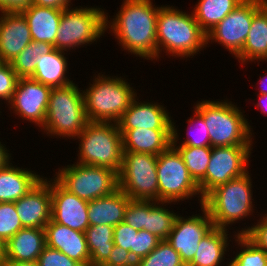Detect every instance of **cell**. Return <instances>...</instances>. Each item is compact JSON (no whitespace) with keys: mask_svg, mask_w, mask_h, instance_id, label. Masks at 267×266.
<instances>
[{"mask_svg":"<svg viewBox=\"0 0 267 266\" xmlns=\"http://www.w3.org/2000/svg\"><path fill=\"white\" fill-rule=\"evenodd\" d=\"M152 0H123L112 20L106 13V31L117 39L120 48L146 60H157V15L161 6ZM110 19V20H108Z\"/></svg>","mask_w":267,"mask_h":266,"instance_id":"obj_1","label":"cell"},{"mask_svg":"<svg viewBox=\"0 0 267 266\" xmlns=\"http://www.w3.org/2000/svg\"><path fill=\"white\" fill-rule=\"evenodd\" d=\"M156 40L157 59L162 51L174 58H193L207 47L206 33L196 22L193 12L189 14L170 5H161L158 10Z\"/></svg>","mask_w":267,"mask_h":266,"instance_id":"obj_2","label":"cell"},{"mask_svg":"<svg viewBox=\"0 0 267 266\" xmlns=\"http://www.w3.org/2000/svg\"><path fill=\"white\" fill-rule=\"evenodd\" d=\"M193 108L207 125L211 147L253 145L252 126L246 115L231 101H197Z\"/></svg>","mask_w":267,"mask_h":266,"instance_id":"obj_3","label":"cell"},{"mask_svg":"<svg viewBox=\"0 0 267 266\" xmlns=\"http://www.w3.org/2000/svg\"><path fill=\"white\" fill-rule=\"evenodd\" d=\"M92 84L82 90L85 113L90 122L117 123L137 95L131 84L121 76L101 73L94 75Z\"/></svg>","mask_w":267,"mask_h":266,"instance_id":"obj_4","label":"cell"},{"mask_svg":"<svg viewBox=\"0 0 267 266\" xmlns=\"http://www.w3.org/2000/svg\"><path fill=\"white\" fill-rule=\"evenodd\" d=\"M249 174L248 171L240 177L218 185L204 197L203 206L209 212L215 227L228 230L233 223L253 215L255 204Z\"/></svg>","mask_w":267,"mask_h":266,"instance_id":"obj_5","label":"cell"},{"mask_svg":"<svg viewBox=\"0 0 267 266\" xmlns=\"http://www.w3.org/2000/svg\"><path fill=\"white\" fill-rule=\"evenodd\" d=\"M80 89L75 82L52 88L44 125L41 128L47 136L75 139L83 131L89 121Z\"/></svg>","mask_w":267,"mask_h":266,"instance_id":"obj_6","label":"cell"},{"mask_svg":"<svg viewBox=\"0 0 267 266\" xmlns=\"http://www.w3.org/2000/svg\"><path fill=\"white\" fill-rule=\"evenodd\" d=\"M78 139L79 164L109 168L119 174L122 167V134L115 122H88Z\"/></svg>","mask_w":267,"mask_h":266,"instance_id":"obj_7","label":"cell"},{"mask_svg":"<svg viewBox=\"0 0 267 266\" xmlns=\"http://www.w3.org/2000/svg\"><path fill=\"white\" fill-rule=\"evenodd\" d=\"M106 11L100 7H68L63 10L55 48L68 52L97 42L106 32Z\"/></svg>","mask_w":267,"mask_h":266,"instance_id":"obj_8","label":"cell"},{"mask_svg":"<svg viewBox=\"0 0 267 266\" xmlns=\"http://www.w3.org/2000/svg\"><path fill=\"white\" fill-rule=\"evenodd\" d=\"M158 201L176 202L198 197L199 205L204 198L198 184L191 177L179 152L171 145L157 155ZM198 195V196H197Z\"/></svg>","mask_w":267,"mask_h":266,"instance_id":"obj_9","label":"cell"},{"mask_svg":"<svg viewBox=\"0 0 267 266\" xmlns=\"http://www.w3.org/2000/svg\"><path fill=\"white\" fill-rule=\"evenodd\" d=\"M54 177L65 189L87 201L110 195L118 189V174L105 167L75 162L58 168Z\"/></svg>","mask_w":267,"mask_h":266,"instance_id":"obj_10","label":"cell"},{"mask_svg":"<svg viewBox=\"0 0 267 266\" xmlns=\"http://www.w3.org/2000/svg\"><path fill=\"white\" fill-rule=\"evenodd\" d=\"M118 188L132 200L158 201L157 155L123 152Z\"/></svg>","mask_w":267,"mask_h":266,"instance_id":"obj_11","label":"cell"},{"mask_svg":"<svg viewBox=\"0 0 267 266\" xmlns=\"http://www.w3.org/2000/svg\"><path fill=\"white\" fill-rule=\"evenodd\" d=\"M252 147L253 145L212 147L206 175L198 183L201 196L204 198L218 185L248 172Z\"/></svg>","mask_w":267,"mask_h":266,"instance_id":"obj_12","label":"cell"},{"mask_svg":"<svg viewBox=\"0 0 267 266\" xmlns=\"http://www.w3.org/2000/svg\"><path fill=\"white\" fill-rule=\"evenodd\" d=\"M264 0H243L230 14L206 33V45L217 42L236 58L247 39L253 15ZM211 40V41H210Z\"/></svg>","mask_w":267,"mask_h":266,"instance_id":"obj_13","label":"cell"},{"mask_svg":"<svg viewBox=\"0 0 267 266\" xmlns=\"http://www.w3.org/2000/svg\"><path fill=\"white\" fill-rule=\"evenodd\" d=\"M200 208L202 215L183 217L178 214L166 239L179 253L185 266L192 261L202 238L214 227L207 209L203 205Z\"/></svg>","mask_w":267,"mask_h":266,"instance_id":"obj_14","label":"cell"},{"mask_svg":"<svg viewBox=\"0 0 267 266\" xmlns=\"http://www.w3.org/2000/svg\"><path fill=\"white\" fill-rule=\"evenodd\" d=\"M52 88L30 78H19L12 100L7 107L13 113L35 123L36 127L42 128L44 125L49 96Z\"/></svg>","mask_w":267,"mask_h":266,"instance_id":"obj_15","label":"cell"},{"mask_svg":"<svg viewBox=\"0 0 267 266\" xmlns=\"http://www.w3.org/2000/svg\"><path fill=\"white\" fill-rule=\"evenodd\" d=\"M51 219L85 233L89 227L88 201L65 189L54 177L50 179Z\"/></svg>","mask_w":267,"mask_h":266,"instance_id":"obj_16","label":"cell"},{"mask_svg":"<svg viewBox=\"0 0 267 266\" xmlns=\"http://www.w3.org/2000/svg\"><path fill=\"white\" fill-rule=\"evenodd\" d=\"M23 228H42L51 219L50 178H44L27 194L15 202Z\"/></svg>","mask_w":267,"mask_h":266,"instance_id":"obj_17","label":"cell"},{"mask_svg":"<svg viewBox=\"0 0 267 266\" xmlns=\"http://www.w3.org/2000/svg\"><path fill=\"white\" fill-rule=\"evenodd\" d=\"M136 95L128 109L123 113L117 125L119 130L136 128L153 130H172V117L170 112L157 102L140 101ZM154 102V103H153Z\"/></svg>","mask_w":267,"mask_h":266,"instance_id":"obj_18","label":"cell"},{"mask_svg":"<svg viewBox=\"0 0 267 266\" xmlns=\"http://www.w3.org/2000/svg\"><path fill=\"white\" fill-rule=\"evenodd\" d=\"M32 41L22 13H0V58L4 62H12Z\"/></svg>","mask_w":267,"mask_h":266,"instance_id":"obj_19","label":"cell"},{"mask_svg":"<svg viewBox=\"0 0 267 266\" xmlns=\"http://www.w3.org/2000/svg\"><path fill=\"white\" fill-rule=\"evenodd\" d=\"M46 246L59 250L82 266H90V252L85 233L50 219L45 226Z\"/></svg>","mask_w":267,"mask_h":266,"instance_id":"obj_20","label":"cell"},{"mask_svg":"<svg viewBox=\"0 0 267 266\" xmlns=\"http://www.w3.org/2000/svg\"><path fill=\"white\" fill-rule=\"evenodd\" d=\"M45 246V229L23 228L5 243L3 260L36 262Z\"/></svg>","mask_w":267,"mask_h":266,"instance_id":"obj_21","label":"cell"},{"mask_svg":"<svg viewBox=\"0 0 267 266\" xmlns=\"http://www.w3.org/2000/svg\"><path fill=\"white\" fill-rule=\"evenodd\" d=\"M119 131L122 134L123 152L159 155L172 145V130L136 128Z\"/></svg>","mask_w":267,"mask_h":266,"instance_id":"obj_22","label":"cell"},{"mask_svg":"<svg viewBox=\"0 0 267 266\" xmlns=\"http://www.w3.org/2000/svg\"><path fill=\"white\" fill-rule=\"evenodd\" d=\"M43 177L30 169L9 163L0 169V203L16 202L33 189Z\"/></svg>","mask_w":267,"mask_h":266,"instance_id":"obj_23","label":"cell"},{"mask_svg":"<svg viewBox=\"0 0 267 266\" xmlns=\"http://www.w3.org/2000/svg\"><path fill=\"white\" fill-rule=\"evenodd\" d=\"M131 199L119 188L112 194L88 201L89 226L124 222L125 210Z\"/></svg>","mask_w":267,"mask_h":266,"instance_id":"obj_24","label":"cell"},{"mask_svg":"<svg viewBox=\"0 0 267 266\" xmlns=\"http://www.w3.org/2000/svg\"><path fill=\"white\" fill-rule=\"evenodd\" d=\"M63 10L32 4L22 12L28 22L32 40L47 42L55 48V38Z\"/></svg>","mask_w":267,"mask_h":266,"instance_id":"obj_25","label":"cell"},{"mask_svg":"<svg viewBox=\"0 0 267 266\" xmlns=\"http://www.w3.org/2000/svg\"><path fill=\"white\" fill-rule=\"evenodd\" d=\"M229 230L213 227L200 241L192 261L187 266H222L229 252ZM229 235V236H228ZM229 240V241H228ZM229 266V263L227 264Z\"/></svg>","mask_w":267,"mask_h":266,"instance_id":"obj_26","label":"cell"},{"mask_svg":"<svg viewBox=\"0 0 267 266\" xmlns=\"http://www.w3.org/2000/svg\"><path fill=\"white\" fill-rule=\"evenodd\" d=\"M236 59L243 65L267 61V8L264 5L253 15L247 39Z\"/></svg>","mask_w":267,"mask_h":266,"instance_id":"obj_27","label":"cell"},{"mask_svg":"<svg viewBox=\"0 0 267 266\" xmlns=\"http://www.w3.org/2000/svg\"><path fill=\"white\" fill-rule=\"evenodd\" d=\"M65 54L67 53L55 48L52 52L42 55L31 78L51 88L73 83V80L67 77L68 58Z\"/></svg>","mask_w":267,"mask_h":266,"instance_id":"obj_28","label":"cell"},{"mask_svg":"<svg viewBox=\"0 0 267 266\" xmlns=\"http://www.w3.org/2000/svg\"><path fill=\"white\" fill-rule=\"evenodd\" d=\"M175 124L172 119V146L179 152L191 177L198 184L206 175L212 147L177 146L181 138Z\"/></svg>","mask_w":267,"mask_h":266,"instance_id":"obj_29","label":"cell"},{"mask_svg":"<svg viewBox=\"0 0 267 266\" xmlns=\"http://www.w3.org/2000/svg\"><path fill=\"white\" fill-rule=\"evenodd\" d=\"M243 0H198L193 15L200 28L207 33Z\"/></svg>","mask_w":267,"mask_h":266,"instance_id":"obj_30","label":"cell"},{"mask_svg":"<svg viewBox=\"0 0 267 266\" xmlns=\"http://www.w3.org/2000/svg\"><path fill=\"white\" fill-rule=\"evenodd\" d=\"M85 235L90 252V266H101L108 259L114 246V227L92 225L86 229Z\"/></svg>","mask_w":267,"mask_h":266,"instance_id":"obj_31","label":"cell"},{"mask_svg":"<svg viewBox=\"0 0 267 266\" xmlns=\"http://www.w3.org/2000/svg\"><path fill=\"white\" fill-rule=\"evenodd\" d=\"M167 204L171 205L172 202L148 201L146 231L156 235L160 240H166L168 238L178 215L177 212L170 211L166 206Z\"/></svg>","mask_w":267,"mask_h":266,"instance_id":"obj_32","label":"cell"},{"mask_svg":"<svg viewBox=\"0 0 267 266\" xmlns=\"http://www.w3.org/2000/svg\"><path fill=\"white\" fill-rule=\"evenodd\" d=\"M54 49L50 43L32 41L10 64L19 78H30L35 72L38 59Z\"/></svg>","mask_w":267,"mask_h":266,"instance_id":"obj_33","label":"cell"},{"mask_svg":"<svg viewBox=\"0 0 267 266\" xmlns=\"http://www.w3.org/2000/svg\"><path fill=\"white\" fill-rule=\"evenodd\" d=\"M235 242L238 245L239 250L231 257L229 266H267V253L256 246L245 235H236L234 233Z\"/></svg>","mask_w":267,"mask_h":266,"instance_id":"obj_34","label":"cell"},{"mask_svg":"<svg viewBox=\"0 0 267 266\" xmlns=\"http://www.w3.org/2000/svg\"><path fill=\"white\" fill-rule=\"evenodd\" d=\"M136 266H185V264L168 241L161 240L146 257L136 261Z\"/></svg>","mask_w":267,"mask_h":266,"instance_id":"obj_35","label":"cell"},{"mask_svg":"<svg viewBox=\"0 0 267 266\" xmlns=\"http://www.w3.org/2000/svg\"><path fill=\"white\" fill-rule=\"evenodd\" d=\"M193 111H194V115L187 120L189 123L188 125L190 126L188 128H191V129H187L188 131L186 135L188 137L186 136L185 139H182L183 141L180 140L178 145L192 146V147H197V148L198 147H211L210 136H209L207 125L205 124L203 117L195 109ZM192 125L194 126L193 128H192ZM192 132L194 134H192Z\"/></svg>","mask_w":267,"mask_h":266,"instance_id":"obj_36","label":"cell"},{"mask_svg":"<svg viewBox=\"0 0 267 266\" xmlns=\"http://www.w3.org/2000/svg\"><path fill=\"white\" fill-rule=\"evenodd\" d=\"M23 226L15 208V202L0 203V239L5 244Z\"/></svg>","mask_w":267,"mask_h":266,"instance_id":"obj_37","label":"cell"},{"mask_svg":"<svg viewBox=\"0 0 267 266\" xmlns=\"http://www.w3.org/2000/svg\"><path fill=\"white\" fill-rule=\"evenodd\" d=\"M146 215H148V201L131 199L125 210L124 222L137 231L146 230Z\"/></svg>","mask_w":267,"mask_h":266,"instance_id":"obj_38","label":"cell"},{"mask_svg":"<svg viewBox=\"0 0 267 266\" xmlns=\"http://www.w3.org/2000/svg\"><path fill=\"white\" fill-rule=\"evenodd\" d=\"M19 77L10 63H4L0 67V100L6 105L12 100Z\"/></svg>","mask_w":267,"mask_h":266,"instance_id":"obj_39","label":"cell"},{"mask_svg":"<svg viewBox=\"0 0 267 266\" xmlns=\"http://www.w3.org/2000/svg\"><path fill=\"white\" fill-rule=\"evenodd\" d=\"M161 240L154 234L146 231L139 230L135 236L134 249H130L132 257L137 261L146 257L160 242Z\"/></svg>","mask_w":267,"mask_h":266,"instance_id":"obj_40","label":"cell"},{"mask_svg":"<svg viewBox=\"0 0 267 266\" xmlns=\"http://www.w3.org/2000/svg\"><path fill=\"white\" fill-rule=\"evenodd\" d=\"M256 224V225H255ZM236 235H245L256 246L262 248L267 253V219L261 215L257 223L250 227L242 228L235 232Z\"/></svg>","mask_w":267,"mask_h":266,"instance_id":"obj_41","label":"cell"},{"mask_svg":"<svg viewBox=\"0 0 267 266\" xmlns=\"http://www.w3.org/2000/svg\"><path fill=\"white\" fill-rule=\"evenodd\" d=\"M39 266H82L66 254L45 246L37 260Z\"/></svg>","mask_w":267,"mask_h":266,"instance_id":"obj_42","label":"cell"},{"mask_svg":"<svg viewBox=\"0 0 267 266\" xmlns=\"http://www.w3.org/2000/svg\"><path fill=\"white\" fill-rule=\"evenodd\" d=\"M137 234L138 231L136 229L125 222H121L114 226V244L130 251V249H134V241Z\"/></svg>","mask_w":267,"mask_h":266,"instance_id":"obj_43","label":"cell"},{"mask_svg":"<svg viewBox=\"0 0 267 266\" xmlns=\"http://www.w3.org/2000/svg\"><path fill=\"white\" fill-rule=\"evenodd\" d=\"M101 266H136L130 251L114 244L108 259Z\"/></svg>","mask_w":267,"mask_h":266,"instance_id":"obj_44","label":"cell"},{"mask_svg":"<svg viewBox=\"0 0 267 266\" xmlns=\"http://www.w3.org/2000/svg\"><path fill=\"white\" fill-rule=\"evenodd\" d=\"M33 4V0H0V13H22Z\"/></svg>","mask_w":267,"mask_h":266,"instance_id":"obj_45","label":"cell"},{"mask_svg":"<svg viewBox=\"0 0 267 266\" xmlns=\"http://www.w3.org/2000/svg\"><path fill=\"white\" fill-rule=\"evenodd\" d=\"M72 0H33V4L41 7H49L64 10L71 7Z\"/></svg>","mask_w":267,"mask_h":266,"instance_id":"obj_46","label":"cell"},{"mask_svg":"<svg viewBox=\"0 0 267 266\" xmlns=\"http://www.w3.org/2000/svg\"><path fill=\"white\" fill-rule=\"evenodd\" d=\"M8 152H10L9 148L7 150L5 144L0 141V169L5 168L11 162V153Z\"/></svg>","mask_w":267,"mask_h":266,"instance_id":"obj_47","label":"cell"},{"mask_svg":"<svg viewBox=\"0 0 267 266\" xmlns=\"http://www.w3.org/2000/svg\"><path fill=\"white\" fill-rule=\"evenodd\" d=\"M0 266H39L36 262H16L10 260H3Z\"/></svg>","mask_w":267,"mask_h":266,"instance_id":"obj_48","label":"cell"},{"mask_svg":"<svg viewBox=\"0 0 267 266\" xmlns=\"http://www.w3.org/2000/svg\"><path fill=\"white\" fill-rule=\"evenodd\" d=\"M257 97H259V101L255 104L257 109L267 114V94H260L259 96L257 95Z\"/></svg>","mask_w":267,"mask_h":266,"instance_id":"obj_49","label":"cell"},{"mask_svg":"<svg viewBox=\"0 0 267 266\" xmlns=\"http://www.w3.org/2000/svg\"><path fill=\"white\" fill-rule=\"evenodd\" d=\"M260 80H259V83H261L260 84V91H259V94L257 92L256 95L267 94V88H266V85H267V74L264 75Z\"/></svg>","mask_w":267,"mask_h":266,"instance_id":"obj_50","label":"cell"},{"mask_svg":"<svg viewBox=\"0 0 267 266\" xmlns=\"http://www.w3.org/2000/svg\"><path fill=\"white\" fill-rule=\"evenodd\" d=\"M4 245L5 244L0 239V265H1V262L3 261V259H4Z\"/></svg>","mask_w":267,"mask_h":266,"instance_id":"obj_51","label":"cell"},{"mask_svg":"<svg viewBox=\"0 0 267 266\" xmlns=\"http://www.w3.org/2000/svg\"><path fill=\"white\" fill-rule=\"evenodd\" d=\"M5 62L0 58V67L4 64Z\"/></svg>","mask_w":267,"mask_h":266,"instance_id":"obj_52","label":"cell"},{"mask_svg":"<svg viewBox=\"0 0 267 266\" xmlns=\"http://www.w3.org/2000/svg\"><path fill=\"white\" fill-rule=\"evenodd\" d=\"M264 6L267 8V0H264Z\"/></svg>","mask_w":267,"mask_h":266,"instance_id":"obj_53","label":"cell"}]
</instances>
